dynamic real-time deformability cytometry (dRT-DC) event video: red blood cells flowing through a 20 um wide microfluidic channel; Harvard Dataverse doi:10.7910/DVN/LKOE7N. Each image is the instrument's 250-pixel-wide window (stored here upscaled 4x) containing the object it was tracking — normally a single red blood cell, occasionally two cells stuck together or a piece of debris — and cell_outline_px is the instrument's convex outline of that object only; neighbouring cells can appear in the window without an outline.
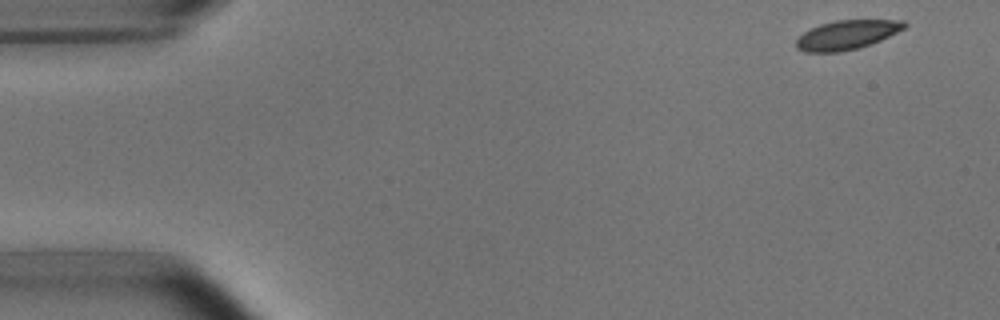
{"species": "common noctule bat (a hibernating species)", "species_latin": "Nyctalus noctula", "temperature_condition": "room temperature", "stored_images_in_passage": 8, "camera_frame_rate_fps": 3000, "um_per_image_px": 0.085, "animal": {"sex": "male", "body_mass_g": 15.6}, "frame": {"image": 1, "passage_image": 1, "time_ms": 0.0, "image_size_px": [1000, 320], "cell_outline_px": [[908, 24], [904, 28], [880, 40], [856, 48], [840, 52], [804, 52], [796, 48], [796, 40], [804, 32], [820, 24], [836, 20], [904, 20]], "centroid_in_image_um": [71.96, 2.96], "position_along_channel_um": 13.0, "area_um2": 18.15}}
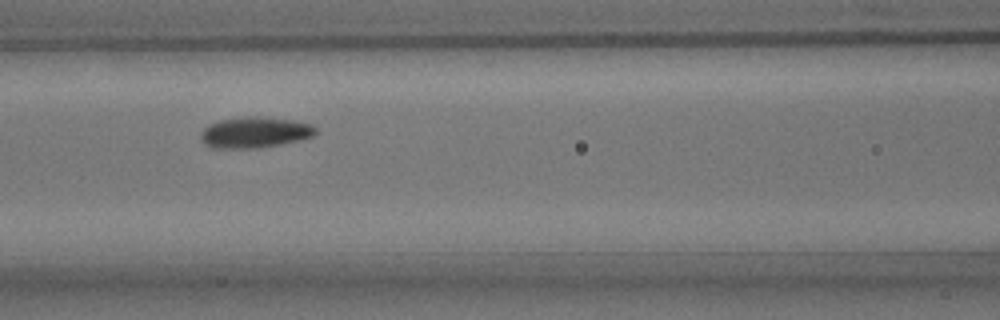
{"frame": {"image": 2, "passage_image": 7, "time_ms": 6.667, "image_size_px": [1000, 320], "cell_outline_px": [[316, 132], [312, 136], [280, 144], [256, 148], [212, 148], [204, 144], [200, 136], [200, 132], [208, 124], [220, 120], [244, 116], [260, 116], [292, 120], [312, 124], [316, 128]], "centroid_in_image_um": [21.61, 11.24], "position_along_channel_um": 145.0, "area_um2": 20.69}}
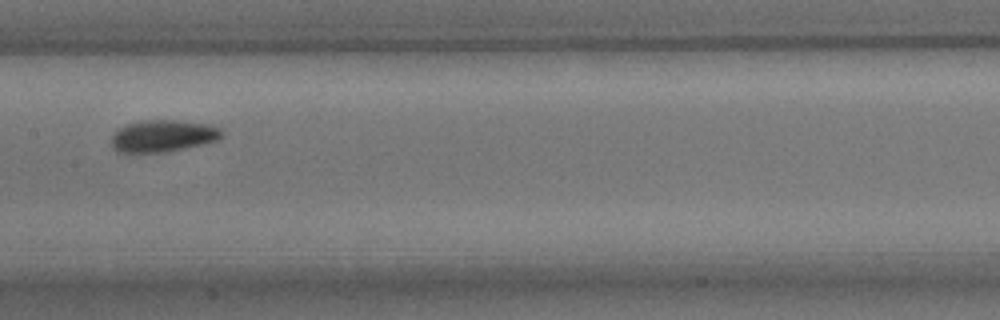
{"frame": {"image": 3, "passage_image": 8, "time_ms": 8.0, "image_size_px": [1000, 320], "cell_outline_px": [[224, 136], [216, 140], [168, 152], [116, 152], [112, 148], [112, 136], [120, 128], [128, 124], [140, 120], [176, 120], [212, 124], [220, 128], [224, 132]], "centroid_in_image_um": [13.88, 11.54], "position_along_channel_um": 193.5, "area_um2": 20.58}}